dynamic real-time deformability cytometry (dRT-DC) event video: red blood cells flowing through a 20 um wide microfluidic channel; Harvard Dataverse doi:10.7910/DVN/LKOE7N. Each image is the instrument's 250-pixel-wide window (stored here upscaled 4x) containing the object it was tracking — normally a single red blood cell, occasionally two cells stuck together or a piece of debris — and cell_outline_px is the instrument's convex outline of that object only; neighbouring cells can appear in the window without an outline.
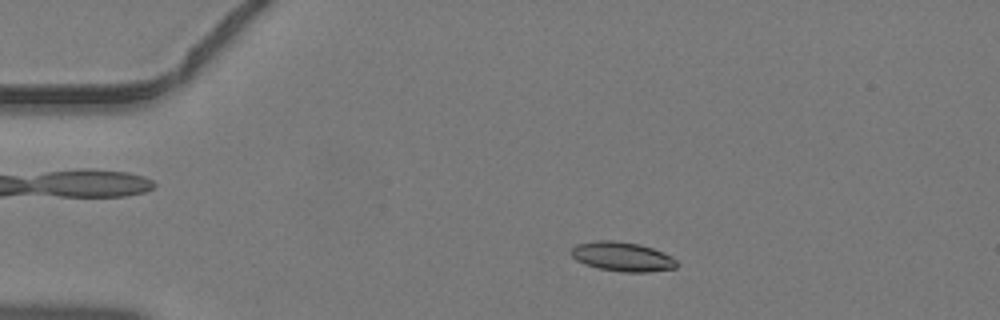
{"species": "common noctule bat (a hibernating species)", "species_latin": "Nyctalus noctula", "temperature_condition": "warm", "stored_images_in_passage": 40, "camera_frame_rate_fps": 3000, "um_per_image_px": 0.085, "animal": {"sex": "male", "body_mass_g": 19.2, "forearm_length_mm": 51.8}, "frame": {"image": 1, "passage_image": 4, "time_ms": 1.0, "image_size_px": [1000, 320], "cell_outline_px": [[680, 264], [676, 268], [648, 272], [620, 272], [600, 268], [584, 264], [576, 260], [572, 256], [572, 248], [576, 244], [596, 240], [616, 240], [640, 244], [664, 252], [672, 256]], "centroid_in_image_um": [52.93, 21.81], "position_along_channel_um": 32.1, "area_um2": 18.26}}
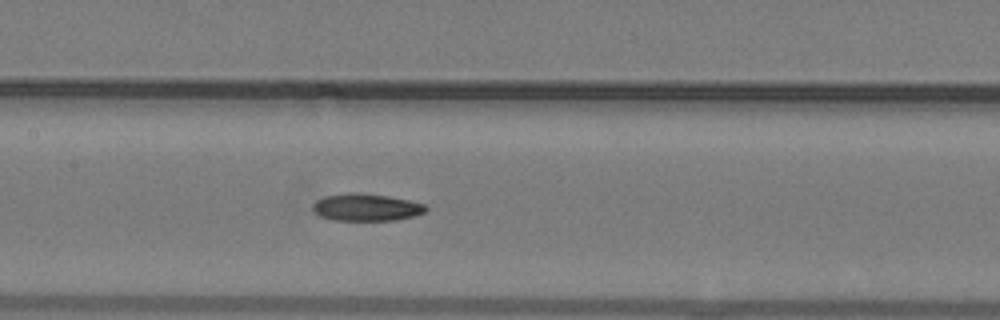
{"frame": {"image": 2, "passage_image": 17, "time_ms": 5.333, "image_size_px": [1000, 320], "cell_outline_px": [[428, 208], [424, 212], [412, 216], [392, 220], [332, 220], [320, 216], [312, 208], [312, 204], [316, 200], [324, 196], [348, 192], [360, 192], [388, 196], [408, 200], [424, 204]], "centroid_in_image_um": [31.09, 17.6], "position_along_channel_um": 176.3, "area_um2": 17.92}}
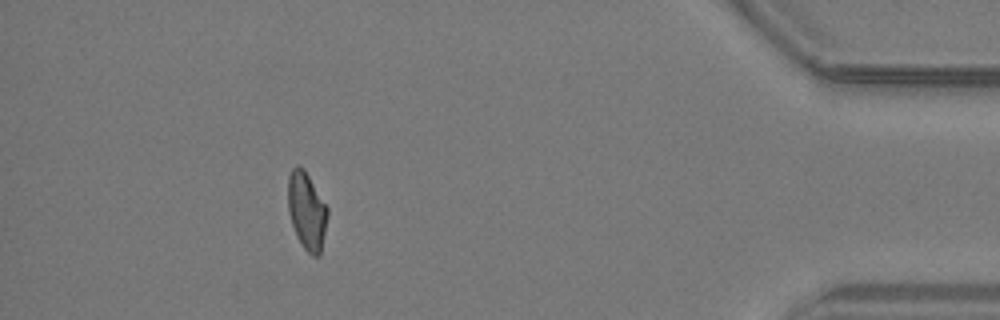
{"frame": {"image": 3, "passage_image": 36, "time_ms": 11.667, "image_size_px": [1000, 320], "cell_outline_px": [[328, 216], [320, 256], [312, 256], [304, 248], [292, 224], [288, 212], [288, 176], [292, 168], [296, 164], [304, 168], [328, 208]], "centroid_in_image_um": [26.08, 17.9], "position_along_channel_um": 409.1, "area_um2": 17.8}}